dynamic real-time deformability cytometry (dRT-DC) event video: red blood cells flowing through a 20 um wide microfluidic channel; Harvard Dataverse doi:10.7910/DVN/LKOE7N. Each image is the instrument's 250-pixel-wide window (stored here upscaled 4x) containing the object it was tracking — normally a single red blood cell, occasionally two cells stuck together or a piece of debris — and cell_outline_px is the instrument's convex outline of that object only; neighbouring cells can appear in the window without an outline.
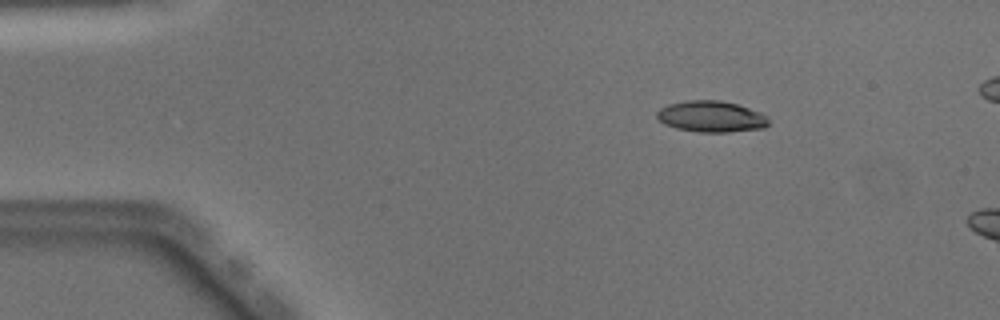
{"species": "Egyptian fruit bat (a non-hibernating species)", "species_latin": "Rousettus aegyptiacus", "temperature_condition": "warm", "stored_images_in_passage": 5, "camera_frame_rate_fps": 3000, "um_per_image_px": 0.085, "animal": {"sex": "male"}, "frame": {"image": 1, "passage_image": 1, "time_ms": 0.0, "image_size_px": [1000, 320], "cell_outline_px": [[768, 124], [764, 128], [728, 132], [700, 132], [676, 128], [664, 124], [656, 116], [656, 112], [660, 108], [668, 104], [688, 100], [720, 100], [736, 104], [760, 112], [768, 116]], "centroid_in_image_um": [60.44, 9.9], "position_along_channel_um": 24.6, "area_um2": 20.29}}